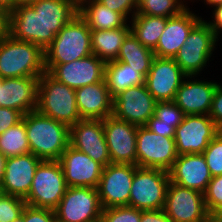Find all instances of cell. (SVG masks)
<instances>
[{
  "label": "cell",
  "instance_id": "6da1fadb",
  "mask_svg": "<svg viewBox=\"0 0 222 222\" xmlns=\"http://www.w3.org/2000/svg\"><path fill=\"white\" fill-rule=\"evenodd\" d=\"M78 13L71 0H37L19 5L9 13V35L45 50Z\"/></svg>",
  "mask_w": 222,
  "mask_h": 222
},
{
  "label": "cell",
  "instance_id": "7a4b0ae2",
  "mask_svg": "<svg viewBox=\"0 0 222 222\" xmlns=\"http://www.w3.org/2000/svg\"><path fill=\"white\" fill-rule=\"evenodd\" d=\"M30 153L42 161H58L70 145V127L37 110L24 115Z\"/></svg>",
  "mask_w": 222,
  "mask_h": 222
},
{
  "label": "cell",
  "instance_id": "3957f363",
  "mask_svg": "<svg viewBox=\"0 0 222 222\" xmlns=\"http://www.w3.org/2000/svg\"><path fill=\"white\" fill-rule=\"evenodd\" d=\"M45 72L44 50L34 43L7 34L0 39V76L39 77Z\"/></svg>",
  "mask_w": 222,
  "mask_h": 222
},
{
  "label": "cell",
  "instance_id": "277c9868",
  "mask_svg": "<svg viewBox=\"0 0 222 222\" xmlns=\"http://www.w3.org/2000/svg\"><path fill=\"white\" fill-rule=\"evenodd\" d=\"M36 110L69 127L82 120L75 89L57 81L46 71L39 78Z\"/></svg>",
  "mask_w": 222,
  "mask_h": 222
},
{
  "label": "cell",
  "instance_id": "5b68a950",
  "mask_svg": "<svg viewBox=\"0 0 222 222\" xmlns=\"http://www.w3.org/2000/svg\"><path fill=\"white\" fill-rule=\"evenodd\" d=\"M45 64H65L91 54V30L79 13L55 36L44 50Z\"/></svg>",
  "mask_w": 222,
  "mask_h": 222
},
{
  "label": "cell",
  "instance_id": "8992f818",
  "mask_svg": "<svg viewBox=\"0 0 222 222\" xmlns=\"http://www.w3.org/2000/svg\"><path fill=\"white\" fill-rule=\"evenodd\" d=\"M218 40L214 31L201 19L173 59L187 76H198L213 56Z\"/></svg>",
  "mask_w": 222,
  "mask_h": 222
},
{
  "label": "cell",
  "instance_id": "52a82bcc",
  "mask_svg": "<svg viewBox=\"0 0 222 222\" xmlns=\"http://www.w3.org/2000/svg\"><path fill=\"white\" fill-rule=\"evenodd\" d=\"M68 186L59 161H42L33 178L27 205L55 210Z\"/></svg>",
  "mask_w": 222,
  "mask_h": 222
},
{
  "label": "cell",
  "instance_id": "ba28073f",
  "mask_svg": "<svg viewBox=\"0 0 222 222\" xmlns=\"http://www.w3.org/2000/svg\"><path fill=\"white\" fill-rule=\"evenodd\" d=\"M169 183V172L137 166L130 191L129 206L139 210L163 209Z\"/></svg>",
  "mask_w": 222,
  "mask_h": 222
},
{
  "label": "cell",
  "instance_id": "9c48e42d",
  "mask_svg": "<svg viewBox=\"0 0 222 222\" xmlns=\"http://www.w3.org/2000/svg\"><path fill=\"white\" fill-rule=\"evenodd\" d=\"M102 210L97 188L68 187L54 211L56 222H100Z\"/></svg>",
  "mask_w": 222,
  "mask_h": 222
},
{
  "label": "cell",
  "instance_id": "30bf717a",
  "mask_svg": "<svg viewBox=\"0 0 222 222\" xmlns=\"http://www.w3.org/2000/svg\"><path fill=\"white\" fill-rule=\"evenodd\" d=\"M137 166L169 172L178 157L174 138L151 132L145 126L137 128Z\"/></svg>",
  "mask_w": 222,
  "mask_h": 222
},
{
  "label": "cell",
  "instance_id": "8fae6325",
  "mask_svg": "<svg viewBox=\"0 0 222 222\" xmlns=\"http://www.w3.org/2000/svg\"><path fill=\"white\" fill-rule=\"evenodd\" d=\"M136 165L110 163L103 168L97 187L102 209L129 206Z\"/></svg>",
  "mask_w": 222,
  "mask_h": 222
},
{
  "label": "cell",
  "instance_id": "7c38bea8",
  "mask_svg": "<svg viewBox=\"0 0 222 222\" xmlns=\"http://www.w3.org/2000/svg\"><path fill=\"white\" fill-rule=\"evenodd\" d=\"M106 62L95 54L65 64H45V71L57 81L77 89L105 80Z\"/></svg>",
  "mask_w": 222,
  "mask_h": 222
},
{
  "label": "cell",
  "instance_id": "4fadbf2b",
  "mask_svg": "<svg viewBox=\"0 0 222 222\" xmlns=\"http://www.w3.org/2000/svg\"><path fill=\"white\" fill-rule=\"evenodd\" d=\"M163 211L173 222H204L210 215L204 194L170 181Z\"/></svg>",
  "mask_w": 222,
  "mask_h": 222
},
{
  "label": "cell",
  "instance_id": "5bb4252c",
  "mask_svg": "<svg viewBox=\"0 0 222 222\" xmlns=\"http://www.w3.org/2000/svg\"><path fill=\"white\" fill-rule=\"evenodd\" d=\"M156 102L145 84L132 86L113 98L112 115L136 126H145L154 115Z\"/></svg>",
  "mask_w": 222,
  "mask_h": 222
},
{
  "label": "cell",
  "instance_id": "9a60e30c",
  "mask_svg": "<svg viewBox=\"0 0 222 222\" xmlns=\"http://www.w3.org/2000/svg\"><path fill=\"white\" fill-rule=\"evenodd\" d=\"M215 136L216 124L209 115H185L175 130L177 154L203 153Z\"/></svg>",
  "mask_w": 222,
  "mask_h": 222
},
{
  "label": "cell",
  "instance_id": "2e32d148",
  "mask_svg": "<svg viewBox=\"0 0 222 222\" xmlns=\"http://www.w3.org/2000/svg\"><path fill=\"white\" fill-rule=\"evenodd\" d=\"M103 127L111 163L137 166L136 135L138 126L111 115L103 119Z\"/></svg>",
  "mask_w": 222,
  "mask_h": 222
},
{
  "label": "cell",
  "instance_id": "e0dca14e",
  "mask_svg": "<svg viewBox=\"0 0 222 222\" xmlns=\"http://www.w3.org/2000/svg\"><path fill=\"white\" fill-rule=\"evenodd\" d=\"M70 145L103 167L111 163L103 120L82 119L70 127Z\"/></svg>",
  "mask_w": 222,
  "mask_h": 222
},
{
  "label": "cell",
  "instance_id": "ac0fdd59",
  "mask_svg": "<svg viewBox=\"0 0 222 222\" xmlns=\"http://www.w3.org/2000/svg\"><path fill=\"white\" fill-rule=\"evenodd\" d=\"M186 76L173 58L155 56L145 85L157 102L173 101Z\"/></svg>",
  "mask_w": 222,
  "mask_h": 222
},
{
  "label": "cell",
  "instance_id": "d6986e66",
  "mask_svg": "<svg viewBox=\"0 0 222 222\" xmlns=\"http://www.w3.org/2000/svg\"><path fill=\"white\" fill-rule=\"evenodd\" d=\"M58 161L68 187H98L104 167L87 154L69 145Z\"/></svg>",
  "mask_w": 222,
  "mask_h": 222
},
{
  "label": "cell",
  "instance_id": "ffe728a7",
  "mask_svg": "<svg viewBox=\"0 0 222 222\" xmlns=\"http://www.w3.org/2000/svg\"><path fill=\"white\" fill-rule=\"evenodd\" d=\"M186 76L177 90L173 102L185 115H209L214 92L220 82L200 80ZM194 80H193V79Z\"/></svg>",
  "mask_w": 222,
  "mask_h": 222
},
{
  "label": "cell",
  "instance_id": "44dd1931",
  "mask_svg": "<svg viewBox=\"0 0 222 222\" xmlns=\"http://www.w3.org/2000/svg\"><path fill=\"white\" fill-rule=\"evenodd\" d=\"M42 162L32 153L9 157L0 189L3 194L26 199L32 186L35 171Z\"/></svg>",
  "mask_w": 222,
  "mask_h": 222
},
{
  "label": "cell",
  "instance_id": "7402d4cb",
  "mask_svg": "<svg viewBox=\"0 0 222 222\" xmlns=\"http://www.w3.org/2000/svg\"><path fill=\"white\" fill-rule=\"evenodd\" d=\"M169 175L172 183L203 194L212 179L202 153L178 155Z\"/></svg>",
  "mask_w": 222,
  "mask_h": 222
},
{
  "label": "cell",
  "instance_id": "603a6c76",
  "mask_svg": "<svg viewBox=\"0 0 222 222\" xmlns=\"http://www.w3.org/2000/svg\"><path fill=\"white\" fill-rule=\"evenodd\" d=\"M202 19L190 8H186L177 16L167 18V24L163 30L153 53L159 58H174L184 45L189 32Z\"/></svg>",
  "mask_w": 222,
  "mask_h": 222
},
{
  "label": "cell",
  "instance_id": "cb8c5ba5",
  "mask_svg": "<svg viewBox=\"0 0 222 222\" xmlns=\"http://www.w3.org/2000/svg\"><path fill=\"white\" fill-rule=\"evenodd\" d=\"M39 77L4 78L0 107L20 111L23 115L37 108Z\"/></svg>",
  "mask_w": 222,
  "mask_h": 222
},
{
  "label": "cell",
  "instance_id": "d4e9b609",
  "mask_svg": "<svg viewBox=\"0 0 222 222\" xmlns=\"http://www.w3.org/2000/svg\"><path fill=\"white\" fill-rule=\"evenodd\" d=\"M81 119L103 120L112 115L113 97L106 80L75 89Z\"/></svg>",
  "mask_w": 222,
  "mask_h": 222
},
{
  "label": "cell",
  "instance_id": "484cf974",
  "mask_svg": "<svg viewBox=\"0 0 222 222\" xmlns=\"http://www.w3.org/2000/svg\"><path fill=\"white\" fill-rule=\"evenodd\" d=\"M79 15L87 22L90 30H109L130 27L128 19L111 10L98 0H88L79 7Z\"/></svg>",
  "mask_w": 222,
  "mask_h": 222
},
{
  "label": "cell",
  "instance_id": "4316f807",
  "mask_svg": "<svg viewBox=\"0 0 222 222\" xmlns=\"http://www.w3.org/2000/svg\"><path fill=\"white\" fill-rule=\"evenodd\" d=\"M130 27L109 30H91V48L93 54L105 62L116 60Z\"/></svg>",
  "mask_w": 222,
  "mask_h": 222
},
{
  "label": "cell",
  "instance_id": "83f0119b",
  "mask_svg": "<svg viewBox=\"0 0 222 222\" xmlns=\"http://www.w3.org/2000/svg\"><path fill=\"white\" fill-rule=\"evenodd\" d=\"M154 57L153 50L143 46L130 32L122 43L120 53L115 61L131 66L145 78L151 68Z\"/></svg>",
  "mask_w": 222,
  "mask_h": 222
},
{
  "label": "cell",
  "instance_id": "f1b7e54d",
  "mask_svg": "<svg viewBox=\"0 0 222 222\" xmlns=\"http://www.w3.org/2000/svg\"><path fill=\"white\" fill-rule=\"evenodd\" d=\"M105 80L113 98L129 87L145 84V78L139 72L115 60L106 62Z\"/></svg>",
  "mask_w": 222,
  "mask_h": 222
},
{
  "label": "cell",
  "instance_id": "f546056e",
  "mask_svg": "<svg viewBox=\"0 0 222 222\" xmlns=\"http://www.w3.org/2000/svg\"><path fill=\"white\" fill-rule=\"evenodd\" d=\"M130 22L131 33L140 43L150 49L157 46L159 38L167 24V18L135 14Z\"/></svg>",
  "mask_w": 222,
  "mask_h": 222
},
{
  "label": "cell",
  "instance_id": "4dcf8cb0",
  "mask_svg": "<svg viewBox=\"0 0 222 222\" xmlns=\"http://www.w3.org/2000/svg\"><path fill=\"white\" fill-rule=\"evenodd\" d=\"M0 153L6 158L30 153L24 115L20 122L0 135Z\"/></svg>",
  "mask_w": 222,
  "mask_h": 222
},
{
  "label": "cell",
  "instance_id": "1f68e13d",
  "mask_svg": "<svg viewBox=\"0 0 222 222\" xmlns=\"http://www.w3.org/2000/svg\"><path fill=\"white\" fill-rule=\"evenodd\" d=\"M182 0H138L137 13L149 16L171 18L180 14L188 6Z\"/></svg>",
  "mask_w": 222,
  "mask_h": 222
},
{
  "label": "cell",
  "instance_id": "d6a6232c",
  "mask_svg": "<svg viewBox=\"0 0 222 222\" xmlns=\"http://www.w3.org/2000/svg\"><path fill=\"white\" fill-rule=\"evenodd\" d=\"M184 117V112L173 101L156 102L154 115L147 123L172 125L176 128Z\"/></svg>",
  "mask_w": 222,
  "mask_h": 222
},
{
  "label": "cell",
  "instance_id": "836d02e7",
  "mask_svg": "<svg viewBox=\"0 0 222 222\" xmlns=\"http://www.w3.org/2000/svg\"><path fill=\"white\" fill-rule=\"evenodd\" d=\"M140 220L141 210L121 206L103 209L100 222H140Z\"/></svg>",
  "mask_w": 222,
  "mask_h": 222
},
{
  "label": "cell",
  "instance_id": "e575fe53",
  "mask_svg": "<svg viewBox=\"0 0 222 222\" xmlns=\"http://www.w3.org/2000/svg\"><path fill=\"white\" fill-rule=\"evenodd\" d=\"M26 202L20 197L2 194L0 196V222H12L21 215Z\"/></svg>",
  "mask_w": 222,
  "mask_h": 222
},
{
  "label": "cell",
  "instance_id": "d590c367",
  "mask_svg": "<svg viewBox=\"0 0 222 222\" xmlns=\"http://www.w3.org/2000/svg\"><path fill=\"white\" fill-rule=\"evenodd\" d=\"M212 177L222 175V141L216 136L202 153Z\"/></svg>",
  "mask_w": 222,
  "mask_h": 222
},
{
  "label": "cell",
  "instance_id": "8d00e7d4",
  "mask_svg": "<svg viewBox=\"0 0 222 222\" xmlns=\"http://www.w3.org/2000/svg\"><path fill=\"white\" fill-rule=\"evenodd\" d=\"M204 202L209 214L222 206V175L212 177L204 192Z\"/></svg>",
  "mask_w": 222,
  "mask_h": 222
},
{
  "label": "cell",
  "instance_id": "74e56055",
  "mask_svg": "<svg viewBox=\"0 0 222 222\" xmlns=\"http://www.w3.org/2000/svg\"><path fill=\"white\" fill-rule=\"evenodd\" d=\"M24 222H56L55 211L26 204L24 207Z\"/></svg>",
  "mask_w": 222,
  "mask_h": 222
},
{
  "label": "cell",
  "instance_id": "f35d334b",
  "mask_svg": "<svg viewBox=\"0 0 222 222\" xmlns=\"http://www.w3.org/2000/svg\"><path fill=\"white\" fill-rule=\"evenodd\" d=\"M104 6L123 14L127 19L137 13L138 0H98ZM131 14V16H130Z\"/></svg>",
  "mask_w": 222,
  "mask_h": 222
},
{
  "label": "cell",
  "instance_id": "ab89813d",
  "mask_svg": "<svg viewBox=\"0 0 222 222\" xmlns=\"http://www.w3.org/2000/svg\"><path fill=\"white\" fill-rule=\"evenodd\" d=\"M23 118V114L20 111L0 107V135L4 133L8 128L16 125Z\"/></svg>",
  "mask_w": 222,
  "mask_h": 222
},
{
  "label": "cell",
  "instance_id": "60d3db41",
  "mask_svg": "<svg viewBox=\"0 0 222 222\" xmlns=\"http://www.w3.org/2000/svg\"><path fill=\"white\" fill-rule=\"evenodd\" d=\"M209 116L215 122L216 125H219L222 123V85L221 83L216 87V90L214 92Z\"/></svg>",
  "mask_w": 222,
  "mask_h": 222
},
{
  "label": "cell",
  "instance_id": "b9f144b4",
  "mask_svg": "<svg viewBox=\"0 0 222 222\" xmlns=\"http://www.w3.org/2000/svg\"><path fill=\"white\" fill-rule=\"evenodd\" d=\"M140 222H173L163 209L141 210Z\"/></svg>",
  "mask_w": 222,
  "mask_h": 222
},
{
  "label": "cell",
  "instance_id": "7bdbcfd3",
  "mask_svg": "<svg viewBox=\"0 0 222 222\" xmlns=\"http://www.w3.org/2000/svg\"><path fill=\"white\" fill-rule=\"evenodd\" d=\"M213 20L207 21L205 23L214 31L216 37H219V34L222 33V5H218L213 8Z\"/></svg>",
  "mask_w": 222,
  "mask_h": 222
},
{
  "label": "cell",
  "instance_id": "ee69618b",
  "mask_svg": "<svg viewBox=\"0 0 222 222\" xmlns=\"http://www.w3.org/2000/svg\"><path fill=\"white\" fill-rule=\"evenodd\" d=\"M145 127L151 132L156 133L161 136L174 138L176 128L172 125L156 124V123H146Z\"/></svg>",
  "mask_w": 222,
  "mask_h": 222
},
{
  "label": "cell",
  "instance_id": "f6af8a7d",
  "mask_svg": "<svg viewBox=\"0 0 222 222\" xmlns=\"http://www.w3.org/2000/svg\"><path fill=\"white\" fill-rule=\"evenodd\" d=\"M9 34V13L0 7V39Z\"/></svg>",
  "mask_w": 222,
  "mask_h": 222
},
{
  "label": "cell",
  "instance_id": "bcb514c9",
  "mask_svg": "<svg viewBox=\"0 0 222 222\" xmlns=\"http://www.w3.org/2000/svg\"><path fill=\"white\" fill-rule=\"evenodd\" d=\"M0 7L10 13L15 9V0H0Z\"/></svg>",
  "mask_w": 222,
  "mask_h": 222
},
{
  "label": "cell",
  "instance_id": "7dc6e473",
  "mask_svg": "<svg viewBox=\"0 0 222 222\" xmlns=\"http://www.w3.org/2000/svg\"><path fill=\"white\" fill-rule=\"evenodd\" d=\"M7 158L0 153V187L3 180L4 172H5V164H6Z\"/></svg>",
  "mask_w": 222,
  "mask_h": 222
},
{
  "label": "cell",
  "instance_id": "c3c4849f",
  "mask_svg": "<svg viewBox=\"0 0 222 222\" xmlns=\"http://www.w3.org/2000/svg\"><path fill=\"white\" fill-rule=\"evenodd\" d=\"M211 215L219 222H222V206L215 210Z\"/></svg>",
  "mask_w": 222,
  "mask_h": 222
},
{
  "label": "cell",
  "instance_id": "681fc988",
  "mask_svg": "<svg viewBox=\"0 0 222 222\" xmlns=\"http://www.w3.org/2000/svg\"><path fill=\"white\" fill-rule=\"evenodd\" d=\"M205 3L213 8L218 5H222V0H204V4Z\"/></svg>",
  "mask_w": 222,
  "mask_h": 222
},
{
  "label": "cell",
  "instance_id": "f907efd6",
  "mask_svg": "<svg viewBox=\"0 0 222 222\" xmlns=\"http://www.w3.org/2000/svg\"><path fill=\"white\" fill-rule=\"evenodd\" d=\"M37 0H15V8L19 5H29Z\"/></svg>",
  "mask_w": 222,
  "mask_h": 222
},
{
  "label": "cell",
  "instance_id": "816d5d0a",
  "mask_svg": "<svg viewBox=\"0 0 222 222\" xmlns=\"http://www.w3.org/2000/svg\"><path fill=\"white\" fill-rule=\"evenodd\" d=\"M216 137L222 141V123L216 125Z\"/></svg>",
  "mask_w": 222,
  "mask_h": 222
},
{
  "label": "cell",
  "instance_id": "f5cc1de1",
  "mask_svg": "<svg viewBox=\"0 0 222 222\" xmlns=\"http://www.w3.org/2000/svg\"><path fill=\"white\" fill-rule=\"evenodd\" d=\"M12 222H24V208L23 211L21 213V215H19L16 219H14Z\"/></svg>",
  "mask_w": 222,
  "mask_h": 222
},
{
  "label": "cell",
  "instance_id": "db71d44e",
  "mask_svg": "<svg viewBox=\"0 0 222 222\" xmlns=\"http://www.w3.org/2000/svg\"><path fill=\"white\" fill-rule=\"evenodd\" d=\"M78 8L88 0H71Z\"/></svg>",
  "mask_w": 222,
  "mask_h": 222
},
{
  "label": "cell",
  "instance_id": "11a10c76",
  "mask_svg": "<svg viewBox=\"0 0 222 222\" xmlns=\"http://www.w3.org/2000/svg\"><path fill=\"white\" fill-rule=\"evenodd\" d=\"M204 222H219V221H218L217 219H215V218L210 214Z\"/></svg>",
  "mask_w": 222,
  "mask_h": 222
},
{
  "label": "cell",
  "instance_id": "9f6ffc18",
  "mask_svg": "<svg viewBox=\"0 0 222 222\" xmlns=\"http://www.w3.org/2000/svg\"><path fill=\"white\" fill-rule=\"evenodd\" d=\"M3 80L4 79L0 76V95H1V86H2Z\"/></svg>",
  "mask_w": 222,
  "mask_h": 222
}]
</instances>
